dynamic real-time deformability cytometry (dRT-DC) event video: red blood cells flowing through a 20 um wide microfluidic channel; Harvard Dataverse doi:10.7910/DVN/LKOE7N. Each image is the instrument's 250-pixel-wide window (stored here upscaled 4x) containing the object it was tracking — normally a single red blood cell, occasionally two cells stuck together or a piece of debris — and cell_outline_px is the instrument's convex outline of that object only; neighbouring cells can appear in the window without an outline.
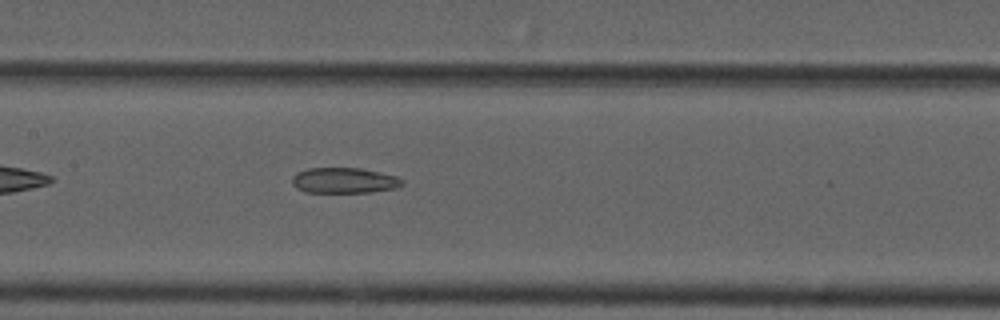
{"species": "common noctule bat (a hibernating species)", "species_latin": "Nyctalus noctula", "temperature_condition": "cold", "stored_images_in_passage": 31, "camera_frame_rate_fps": 3000, "um_per_image_px": 0.085, "animal": {"sex": "male", "forearm_length_mm": 52.5}, "frame": {"image": 1, "passage_image": 10, "time_ms": 3.0, "image_size_px": [1000, 320], "cell_outline_px": [[404, 184], [396, 188], [372, 192], [304, 192], [296, 188], [292, 184], [292, 176], [296, 172], [308, 168], [360, 168], [380, 172], [396, 176], [404, 180]], "centroid_in_image_um": [29.25, 15.34], "position_along_channel_um": 178.2, "area_um2": 16.53}}
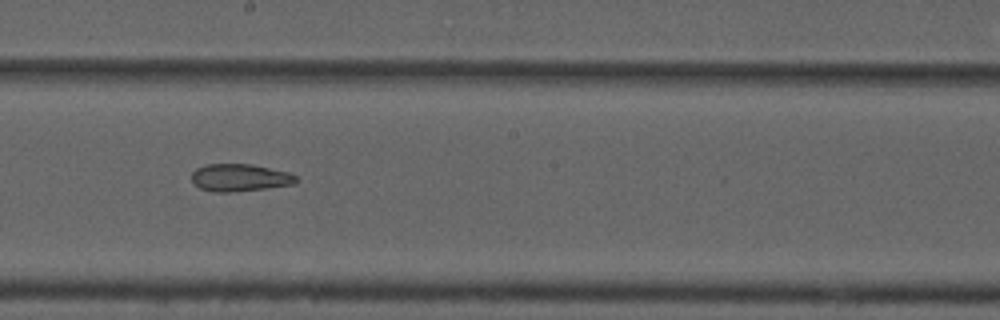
{"frame": {"image": 2, "passage_image": 14, "time_ms": 4.333, "image_size_px": [1000, 320], "cell_outline_px": [[296, 184], [232, 192], [216, 192], [200, 188], [192, 180], [192, 172], [196, 168], [208, 164], [252, 164], [288, 172], [296, 176]], "centroid_in_image_um": [20.38, 15.09], "position_along_channel_um": 227.8, "area_um2": 16.53}}